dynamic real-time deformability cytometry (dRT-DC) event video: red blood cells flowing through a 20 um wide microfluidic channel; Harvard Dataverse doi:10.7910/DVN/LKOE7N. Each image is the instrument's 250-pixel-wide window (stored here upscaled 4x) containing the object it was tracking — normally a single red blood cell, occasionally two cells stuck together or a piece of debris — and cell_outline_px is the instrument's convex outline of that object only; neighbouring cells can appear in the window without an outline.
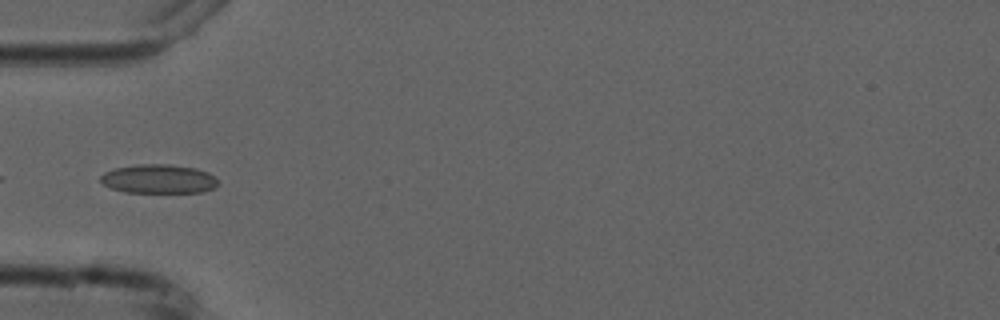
{"species": "common noctule bat (a hibernating species)", "species_latin": "Nyctalus noctula", "temperature_condition": "cold", "stored_images_in_passage": 4, "camera_frame_rate_fps": 3000, "um_per_image_px": 0.085, "animal": {"sex": "male", "forearm_length_mm": 52.5}, "frame": {"image": 1, "passage_image": 4, "time_ms": 4.333, "image_size_px": [1000, 320], "cell_outline_px": [[220, 184], [216, 188], [200, 192], [124, 192], [112, 188], [104, 184], [100, 180], [100, 176], [104, 172], [116, 168], [136, 164], [168, 164], [196, 168], [208, 172]], "centroid_in_image_um": [13.49, 15.2], "position_along_channel_um": 71.5, "area_um2": 19.83}}